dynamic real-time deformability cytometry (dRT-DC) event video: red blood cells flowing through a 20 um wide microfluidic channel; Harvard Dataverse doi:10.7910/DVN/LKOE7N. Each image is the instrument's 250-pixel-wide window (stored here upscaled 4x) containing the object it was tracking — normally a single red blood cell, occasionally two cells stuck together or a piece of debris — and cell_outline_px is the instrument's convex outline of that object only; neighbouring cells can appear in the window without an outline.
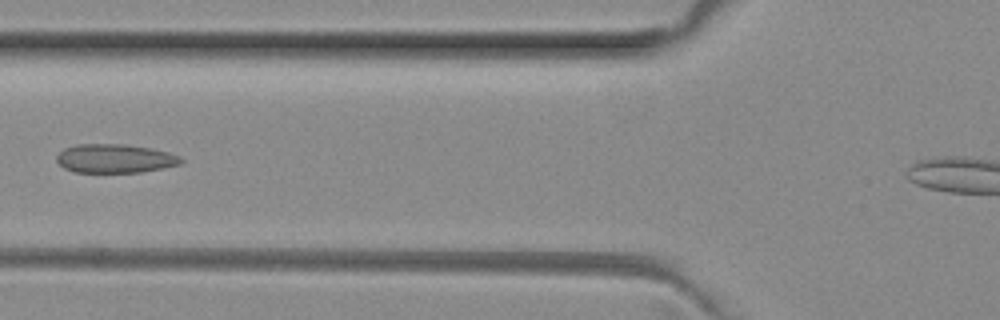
{"species": "common noctule bat (a hibernating species)", "species_latin": "Nyctalus noctula", "temperature_condition": "room temperature", "stored_images_in_passage": 6, "camera_frame_rate_fps": 3000, "um_per_image_px": 0.085, "animal": {"sex": "female", "body_mass_g": 29.2, "forearm_length_mm": 56.3}, "frame": {"image": 1, "passage_image": 6, "time_ms": 1.667, "image_size_px": [1000, 320], "cell_outline_px": [[184, 160], [180, 164], [140, 172], [76, 172], [64, 168], [56, 160], [56, 156], [64, 148], [76, 144], [124, 144], [152, 148], [168, 152], [180, 156]], "centroid_in_image_um": [9.76, 13.46], "position_along_channel_um": 116.0, "area_um2": 20.81}}